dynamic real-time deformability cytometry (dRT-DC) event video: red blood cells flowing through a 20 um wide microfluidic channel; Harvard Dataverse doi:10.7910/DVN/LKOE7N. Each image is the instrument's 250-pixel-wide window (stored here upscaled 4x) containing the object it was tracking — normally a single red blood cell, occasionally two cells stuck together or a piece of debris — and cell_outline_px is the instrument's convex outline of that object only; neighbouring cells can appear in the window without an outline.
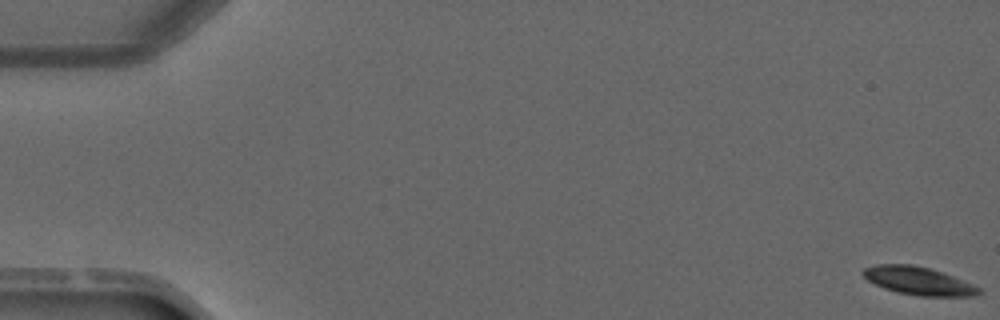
{"species": "common noctule bat (a hibernating species)", "species_latin": "Nyctalus noctula", "temperature_condition": "warm", "stored_images_in_passage": 5, "camera_frame_rate_fps": 3000, "um_per_image_px": 0.085, "animal": {"sex": "male", "forearm_length_mm": 52.5}, "frame": {"image": 1, "passage_image": 1, "time_ms": 0.0, "image_size_px": [1000, 320], "cell_outline_px": [[984, 292], [976, 296], [916, 296], [896, 292], [884, 288], [868, 280], [860, 272], [864, 268], [876, 264], [912, 264], [928, 268], [952, 276], [972, 284], [980, 288]], "centroid_in_image_um": [78.06, 23.88], "position_along_channel_um": 6.9, "area_um2": 18.9}}